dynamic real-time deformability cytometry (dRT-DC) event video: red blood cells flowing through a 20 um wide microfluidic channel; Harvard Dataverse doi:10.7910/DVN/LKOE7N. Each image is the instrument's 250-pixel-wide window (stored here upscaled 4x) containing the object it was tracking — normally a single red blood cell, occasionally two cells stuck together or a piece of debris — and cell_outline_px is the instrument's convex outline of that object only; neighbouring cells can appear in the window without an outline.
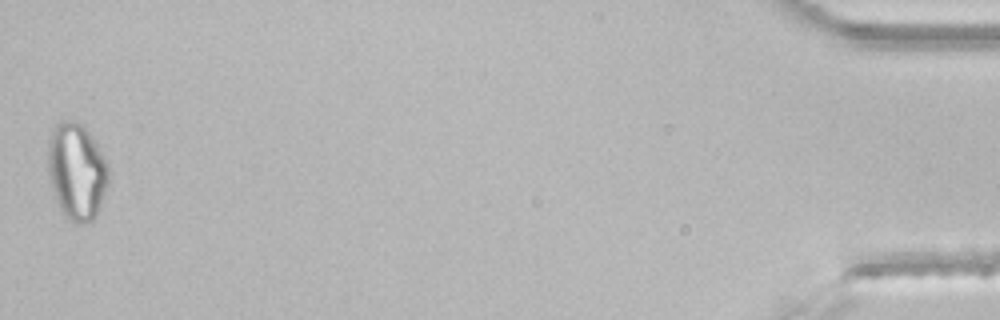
{"species": "common noctule bat (a hibernating species)", "species_latin": "Nyctalus noctula", "temperature_condition": "room temperature", "stored_images_in_passage": 45, "segment_of_instrument_passage": [2, 2], "camera_frame_rate_fps": 3000, "um_per_image_px": 0.085, "animal": {"sex": "male", "body_mass_g": 21.5, "forearm_length_mm": 52.0}, "frame": {"image": 1, "passage_image": 45, "time_ms": 14.667, "image_size_px": [1000, 320], "cell_outline_px": [[112, 172], [100, 208], [96, 216], [88, 224], [80, 224], [68, 220], [64, 216], [60, 208], [52, 188], [48, 164], [48, 140], [52, 128], [56, 124], [64, 120], [72, 120], [84, 124], [108, 160], [112, 168]], "centroid_in_image_um": [6.57, 14.55], "position_along_channel_um": 428.6, "area_um2": 35.03}}